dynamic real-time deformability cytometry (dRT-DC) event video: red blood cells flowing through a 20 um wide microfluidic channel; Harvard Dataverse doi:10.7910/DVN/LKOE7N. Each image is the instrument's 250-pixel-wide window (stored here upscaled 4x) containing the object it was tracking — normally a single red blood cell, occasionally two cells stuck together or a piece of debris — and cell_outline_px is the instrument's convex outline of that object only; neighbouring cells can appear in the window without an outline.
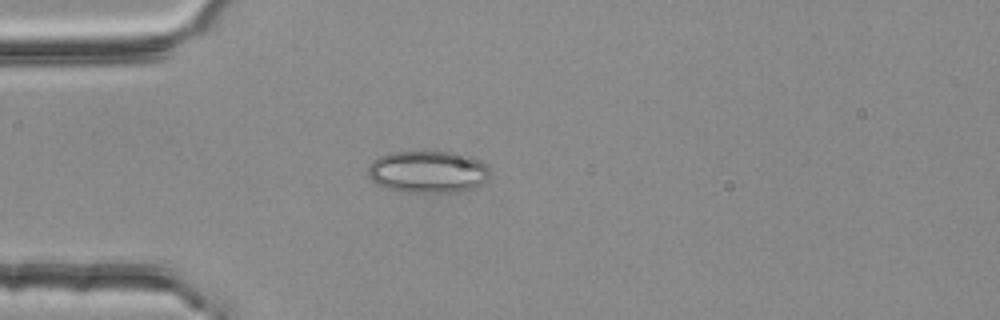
{"species": "common noctule bat (a hibernating species)", "species_latin": "Nyctalus noctula", "temperature_condition": "room temperature", "stored_images_in_passage": 3, "camera_frame_rate_fps": 3000, "um_per_image_px": 0.085, "animal": {"sex": "female", "body_mass_g": 25.1}, "frame": {"image": 1, "passage_image": 3, "time_ms": 0.667, "image_size_px": [1000, 320], "cell_outline_px": [[488, 180], [476, 188], [452, 192], [404, 192], [388, 188], [376, 184], [368, 176], [368, 164], [380, 156], [388, 152], [464, 152], [480, 160], [488, 168]], "centroid_in_image_um": [36.39, 14.59], "position_along_channel_um": 48.6, "area_um2": 30.23}}